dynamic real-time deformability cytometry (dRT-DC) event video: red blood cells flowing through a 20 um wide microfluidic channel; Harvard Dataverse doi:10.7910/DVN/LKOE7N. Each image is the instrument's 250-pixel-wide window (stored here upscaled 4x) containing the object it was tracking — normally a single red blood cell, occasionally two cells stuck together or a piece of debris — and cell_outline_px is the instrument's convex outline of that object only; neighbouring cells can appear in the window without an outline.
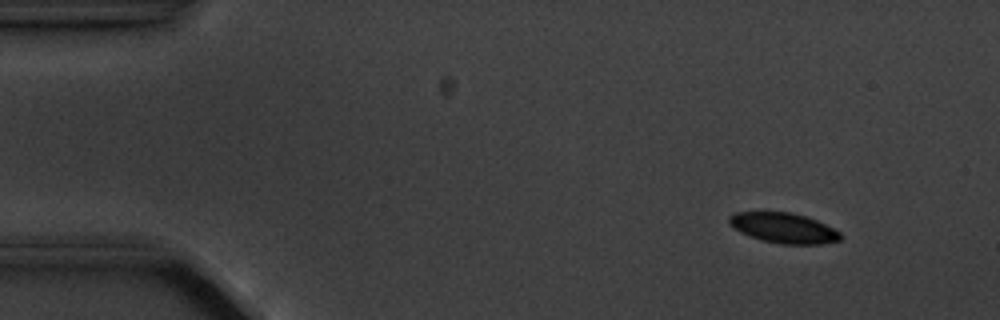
{"species": "common noctule bat (a hibernating species)", "species_latin": "Nyctalus noctula", "temperature_condition": "cold", "stored_images_in_passage": 4, "camera_frame_rate_fps": 3000, "um_per_image_px": 0.085, "animal": {"sex": "male", "body_mass_g": 20.1, "forearm_length_mm": 53.5}, "frame": {"image": 1, "passage_image": 2, "time_ms": 1.333, "image_size_px": [1000, 320], "cell_outline_px": [[840, 240], [820, 244], [780, 244], [760, 240], [740, 232], [728, 224], [728, 216], [732, 212], [792, 212], [816, 220], [840, 232]], "centroid_in_image_um": [66.54, 19.37], "position_along_channel_um": 18.5, "area_um2": 19.59}}